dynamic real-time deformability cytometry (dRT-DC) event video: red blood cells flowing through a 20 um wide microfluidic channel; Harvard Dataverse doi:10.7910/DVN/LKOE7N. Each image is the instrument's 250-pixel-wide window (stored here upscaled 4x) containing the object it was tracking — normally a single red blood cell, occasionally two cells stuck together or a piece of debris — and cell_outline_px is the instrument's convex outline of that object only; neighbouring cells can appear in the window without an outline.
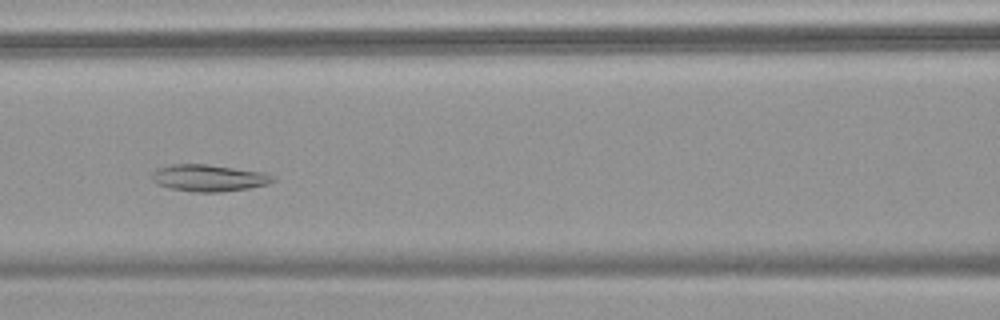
{"species": "common noctule bat (a hibernating species)", "species_latin": "Nyctalus noctula", "temperature_condition": "warm", "stored_images_in_passage": 53, "camera_frame_rate_fps": 3000, "um_per_image_px": 0.085, "animal": {"sex": "female", "body_mass_g": 18.4}, "frame": {"image": 1, "passage_image": 23, "time_ms": 7.333, "image_size_px": [1000, 320], "cell_outline_px": [[276, 180], [268, 184], [248, 188], [220, 192], [192, 192], [168, 188], [156, 184], [152, 180], [152, 172], [156, 168], [172, 164], [208, 164], [264, 172], [276, 176]], "centroid_in_image_um": [17.74, 15.12], "position_along_channel_um": 148.9, "area_um2": 19.19}}
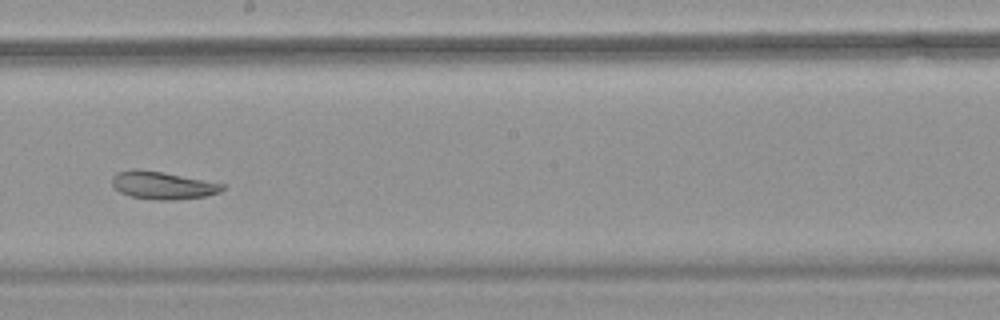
{"frame": {"image": 2, "passage_image": 30, "time_ms": 9.667, "image_size_px": [1000, 320], "cell_outline_px": [[224, 188], [220, 192], [204, 196], [176, 200], [156, 200], [132, 196], [120, 192], [112, 184], [112, 176], [116, 172], [136, 168], [164, 172], [224, 184]], "centroid_in_image_um": [13.8, 15.74], "position_along_channel_um": 234.4, "area_um2": 17.74}}
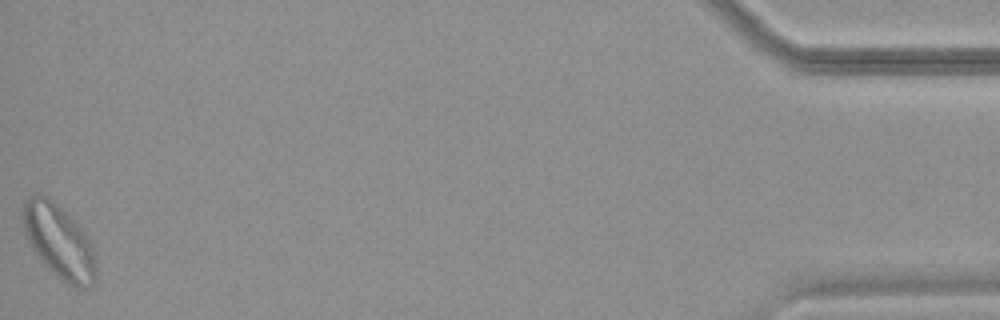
{"frame": {"image": 3, "passage_image": 53, "time_ms": 17.333, "image_size_px": [1000, 320], "cell_outline_px": [[96, 280], [92, 284], [84, 288], [76, 288], [68, 284], [48, 268], [40, 260], [32, 248], [24, 232], [20, 216], [20, 208], [24, 200], [36, 192], [40, 192], [48, 196], [84, 232], [96, 256]], "centroid_in_image_um": [4.96, 20.49], "position_along_channel_um": 430.2, "area_um2": 31.56}, "authors_computed_cell_mechanics": {"area_um2": 24.1026, "velocity_mm_per_s": 3.6793, "shape_relaxation_time_tau1_ms": null, "shape_relaxation_time_tau2_ms": 6.1077, "deformation_change_tau1": null, "deformation_change_tau2": 0.1159}}